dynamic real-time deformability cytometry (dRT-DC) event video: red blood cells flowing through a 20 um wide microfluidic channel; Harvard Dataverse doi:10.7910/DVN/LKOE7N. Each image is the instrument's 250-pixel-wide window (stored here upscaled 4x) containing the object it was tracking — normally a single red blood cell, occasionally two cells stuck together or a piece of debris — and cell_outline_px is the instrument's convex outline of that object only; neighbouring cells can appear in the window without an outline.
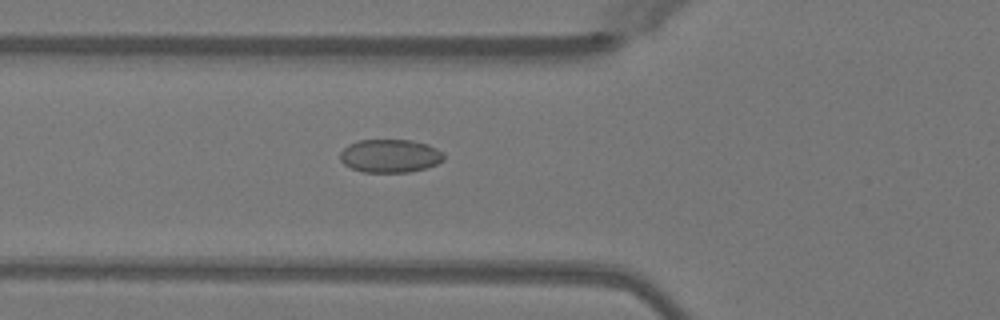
{"species": "Egyptian fruit bat (a non-hibernating species)", "species_latin": "Rousettus aegyptiacus", "temperature_condition": "warm", "stored_images_in_passage": 36, "camera_frame_rate_fps": 3000, "um_per_image_px": 0.085, "animal": {"sex": "female"}, "frame": {"image": 1, "passage_image": 4, "time_ms": 1.0, "image_size_px": [1000, 320], "cell_outline_px": [[444, 160], [436, 164], [424, 168], [408, 172], [360, 172], [344, 164], [340, 160], [340, 152], [348, 144], [360, 140], [412, 140], [428, 144], [444, 152]], "centroid_in_image_um": [33.15, 13.24], "position_along_channel_um": 92.6, "area_um2": 20.17}}
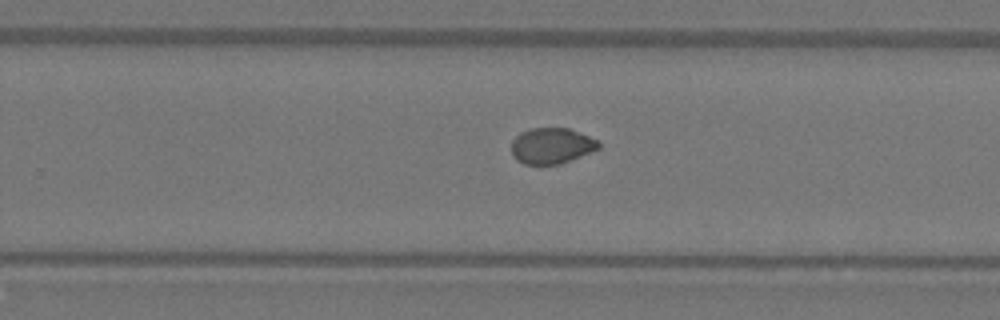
{"frame": {"image": 2, "passage_image": 18, "time_ms": 5.667, "image_size_px": [1000, 320], "cell_outline_px": [[600, 148], [592, 152], [560, 164], [524, 164], [516, 160], [512, 156], [512, 140], [520, 132], [532, 128], [568, 128], [580, 132], [600, 140]], "centroid_in_image_um": [46.91, 12.39], "position_along_channel_um": 282.9, "area_um2": 18.44}}
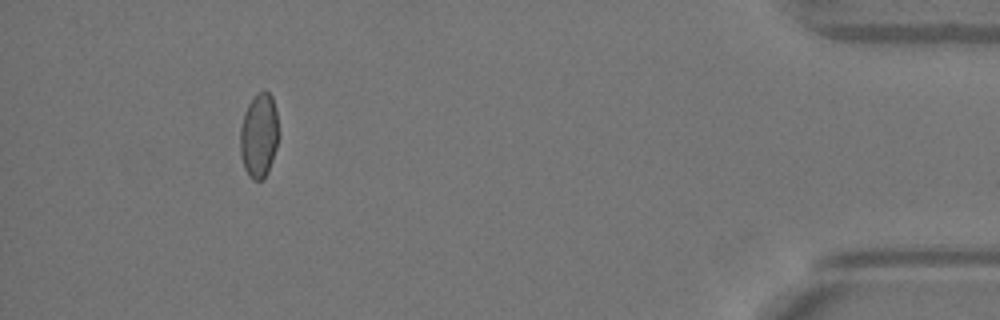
{"frame": {"image": 3, "passage_image": 32, "time_ms": 10.333, "image_size_px": [1000, 320], "cell_outline_px": [[276, 148], [268, 172], [264, 180], [252, 180], [248, 176], [244, 168], [240, 152], [240, 128], [244, 112], [248, 104], [264, 88], [272, 96], [276, 112]], "centroid_in_image_um": [21.98, 11.55], "position_along_channel_um": 413.2, "area_um2": 18.67}, "authors_computed_cell_mechanics": {"area_um2": 18.9873, "velocity_mm_per_s": 4.0813, "shape_relaxation_time_tau1_ms": 10.4004, "shape_relaxation_time_tau2_ms": 0.9336, "deformation_change_tau1": 0.1769, "deformation_change_tau2": 0.0334}}